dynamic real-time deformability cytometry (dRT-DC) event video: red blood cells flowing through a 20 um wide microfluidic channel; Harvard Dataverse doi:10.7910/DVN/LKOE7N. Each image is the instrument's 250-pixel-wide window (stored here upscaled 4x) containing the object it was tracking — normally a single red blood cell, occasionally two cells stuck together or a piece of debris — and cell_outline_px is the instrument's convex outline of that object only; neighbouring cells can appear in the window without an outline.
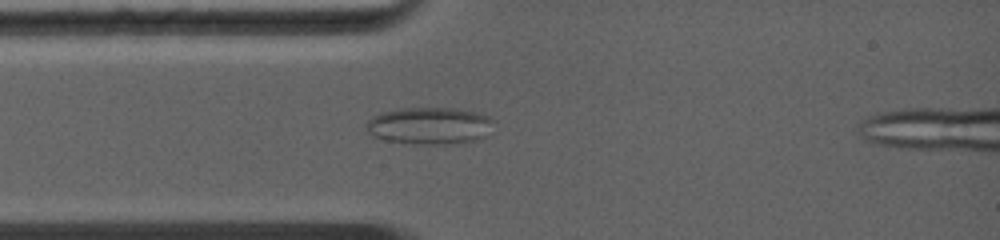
{"species": "common noctule bat (a hibernating species)", "species_latin": "Nyctalus noctula", "temperature_condition": "warm", "stored_images_in_passage": 24, "camera_frame_rate_fps": 5000, "um_per_image_px": 0.085, "animal": {"sex": "female", "body_mass_g": 19.0, "forearm_length_mm": 56.7}, "frame": {"image": 1, "passage_image": 4, "time_ms": 2.2, "image_size_px": [1000, 240], "cell_outline_px": [[492, 120], [488, 136], [476, 140], [460, 144], [424, 144], [384, 140], [372, 136], [364, 132], [364, 124], [372, 116], [380, 112], [400, 108], [456, 108], [476, 112], [488, 116]], "centroid_in_image_um": [36.46, 10.69], "position_along_channel_um": 48.5, "area_um2": 27.98}}
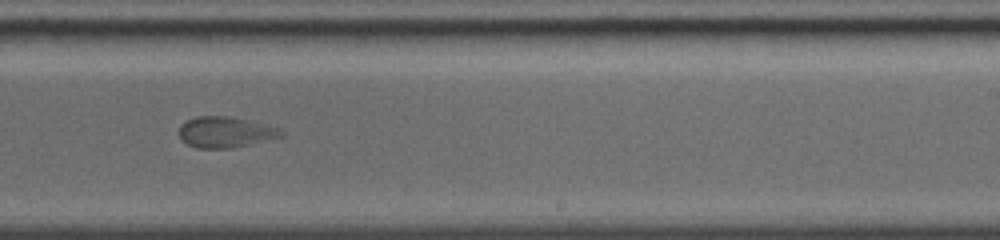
{"frame": {"image": 2, "passage_image": 14, "time_ms": 7.2, "image_size_px": [1000, 240], "cell_outline_px": [[284, 136], [232, 148], [196, 148], [188, 144], [180, 136], [180, 124], [184, 120], [196, 116], [228, 116], [252, 120], [280, 128], [284, 132]], "centroid_in_image_um": [19.18, 11.21], "position_along_channel_um": 269.8, "area_um2": 18.5}}
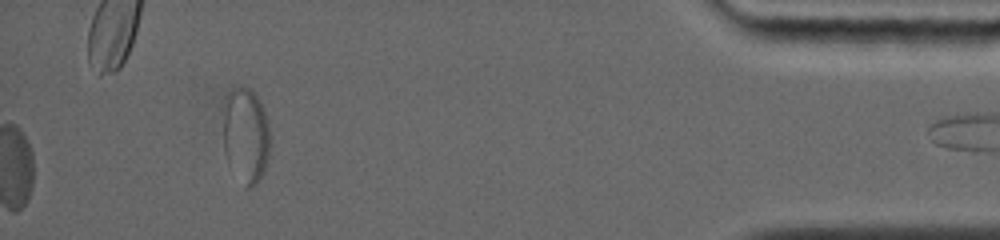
{"frame": {"image": 3, "passage_image": 24, "time_ms": 12.0, "image_size_px": [1000, 240], "cell_outline_px": [[268, 152], [264, 168], [256, 184], [252, 188], [248, 188], [228, 164], [224, 152], [224, 104], [228, 92], [232, 88], [252, 88], [260, 100], [268, 124]], "centroid_in_image_um": [20.87, 11.46], "position_along_channel_um": 414.3, "area_um2": 25.55}}